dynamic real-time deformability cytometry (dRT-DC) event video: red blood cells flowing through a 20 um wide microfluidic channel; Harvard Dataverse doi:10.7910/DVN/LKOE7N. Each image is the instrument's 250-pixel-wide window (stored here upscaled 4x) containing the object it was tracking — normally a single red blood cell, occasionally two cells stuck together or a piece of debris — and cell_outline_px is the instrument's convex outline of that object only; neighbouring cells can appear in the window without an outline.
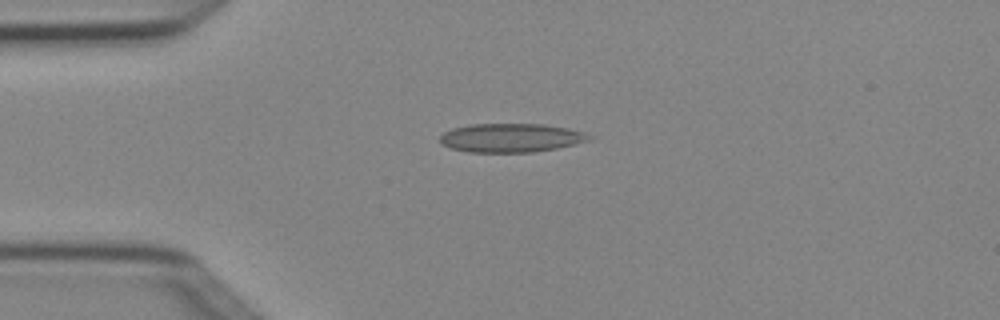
{"species": "Egyptian fruit bat (a non-hibernating species)", "species_latin": "Rousettus aegyptiacus", "temperature_condition": "cold", "stored_images_in_passage": 4, "camera_frame_rate_fps": 3000, "um_per_image_px": 0.085, "animal": {"sex": "female"}, "frame": {"image": 1, "passage_image": 3, "time_ms": 0.667, "image_size_px": [1000, 320], "cell_outline_px": [[592, 140], [576, 144], [556, 148], [532, 152], [468, 152], [452, 148], [440, 144], [440, 136], [444, 132], [452, 128], [472, 124], [544, 124], [568, 128], [584, 132], [592, 136]], "centroid_in_image_um": [43.45, 11.71], "position_along_channel_um": 41.6, "area_um2": 25.09}}
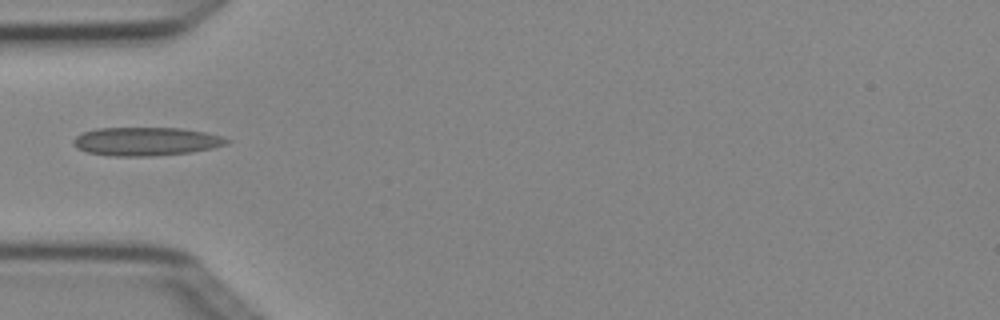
{"frame": {"image": 2, "passage_image": 4, "time_ms": 1.0, "image_size_px": [1000, 320], "cell_outline_px": [[232, 140], [224, 144], [212, 148], [192, 152], [152, 156], [108, 156], [88, 152], [76, 148], [72, 144], [72, 140], [76, 136], [84, 132], [96, 128], [180, 128], [204, 132], [220, 136]], "centroid_in_image_um": [12.36, 12.02], "position_along_channel_um": 72.6, "area_um2": 25.43}}